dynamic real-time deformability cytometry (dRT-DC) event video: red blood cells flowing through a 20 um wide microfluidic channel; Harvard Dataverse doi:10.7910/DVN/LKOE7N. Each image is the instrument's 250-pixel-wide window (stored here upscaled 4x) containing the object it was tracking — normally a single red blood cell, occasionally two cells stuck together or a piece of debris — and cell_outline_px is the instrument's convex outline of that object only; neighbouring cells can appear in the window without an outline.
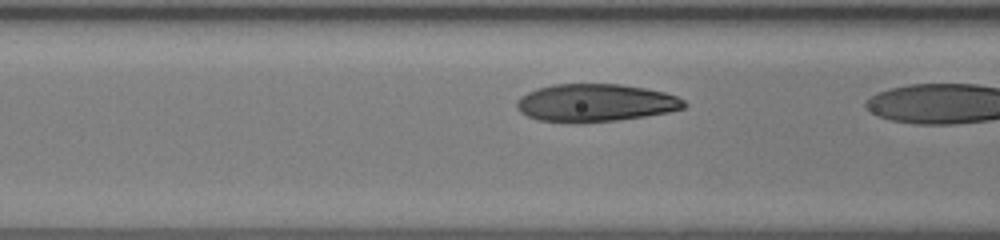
{"species": "human", "species_latin": "Homo sapiens", "temperature_condition": "room temperature", "stored_images_in_passage": 9, "camera_frame_rate_fps": 3000, "um_per_image_px": 0.085, "donor": {"sex": "female"}, "frame": {"image": 1, "passage_image": 8, "time_ms": 2.333, "image_size_px": [1000, 240], "cell_outline_px": [[688, 104], [684, 108], [668, 112], [644, 116], [616, 120], [580, 124], [576, 124], [540, 120], [528, 116], [520, 112], [516, 108], [516, 100], [520, 96], [536, 88], [552, 84], [620, 84], [644, 88], [664, 92], [676, 96], [684, 100]], "centroid_in_image_um": [50.57, 8.75], "position_along_channel_um": 116.0, "area_um2": 37.11}}